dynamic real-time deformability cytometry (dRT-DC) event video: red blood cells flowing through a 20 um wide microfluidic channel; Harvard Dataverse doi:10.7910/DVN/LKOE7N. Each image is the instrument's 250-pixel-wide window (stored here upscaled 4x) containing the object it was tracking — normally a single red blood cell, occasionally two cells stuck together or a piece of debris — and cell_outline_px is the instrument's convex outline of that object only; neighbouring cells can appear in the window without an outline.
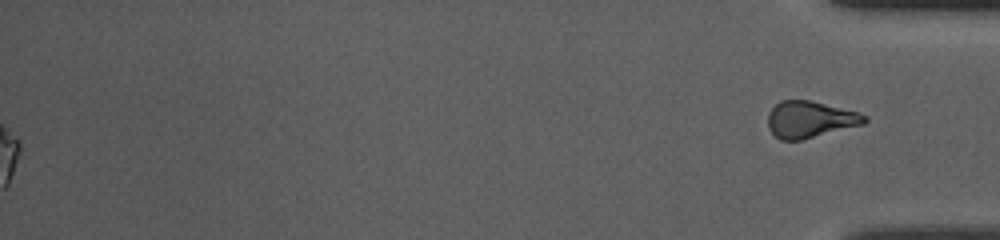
{"species": "common noctule bat (a hibernating species)", "species_latin": "Nyctalus noctula", "temperature_condition": "room temperature", "stored_images_in_passage": 43, "segment_of_instrument_passage": [2, 2], "camera_frame_rate_fps": 3000, "um_per_image_px": 0.085, "animal": {"sex": "female", "body_mass_g": 10.0, "forearm_length_mm": 53.1}, "frame": {"image": 1, "passage_image": 43, "time_ms": 14.0, "image_size_px": [1000, 240], "cell_outline_px": [[868, 120], [864, 124], [800, 140], [780, 140], [768, 128], [768, 112], [780, 100], [808, 100], [856, 112], [868, 116]], "centroid_in_image_um": [68.83, 10.15], "position_along_channel_um": 366.4, "area_um2": 20.35}}